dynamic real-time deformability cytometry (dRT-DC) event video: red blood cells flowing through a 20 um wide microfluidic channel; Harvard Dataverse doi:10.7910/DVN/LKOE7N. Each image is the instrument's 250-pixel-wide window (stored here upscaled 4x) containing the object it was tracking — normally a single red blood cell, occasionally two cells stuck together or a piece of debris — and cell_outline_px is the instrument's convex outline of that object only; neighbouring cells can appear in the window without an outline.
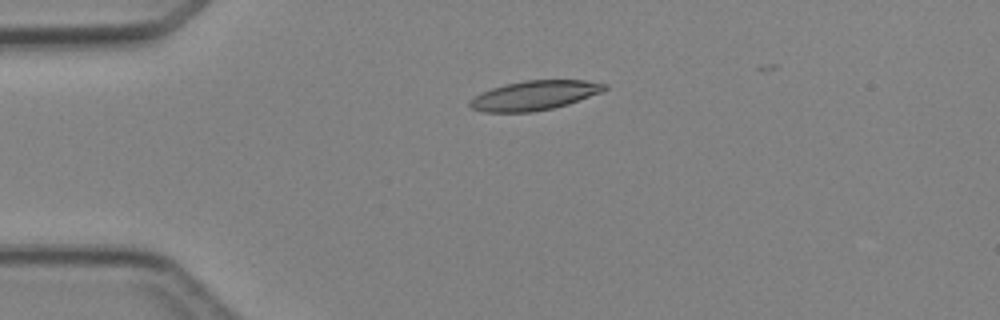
{"species": "Egyptian fruit bat (a non-hibernating species)", "species_latin": "Rousettus aegyptiacus", "temperature_condition": "cold", "stored_images_in_passage": 4, "camera_frame_rate_fps": 3000, "um_per_image_px": 0.085, "animal": {"sex": "female"}, "frame": {"image": 1, "passage_image": 1, "time_ms": 0.0, "image_size_px": [1000, 320], "cell_outline_px": [[608, 88], [600, 92], [568, 104], [552, 108], [532, 112], [484, 112], [472, 108], [468, 104], [468, 100], [492, 88], [504, 84], [524, 80], [588, 80], [608, 84]], "centroid_in_image_um": [45.43, 8.1], "position_along_channel_um": 39.6, "area_um2": 23.0}}
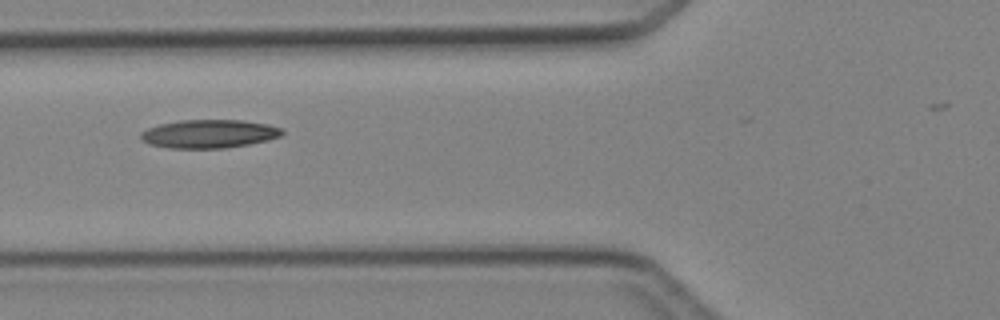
{"frame": {"image": 2, "passage_image": 3, "time_ms": 2.333, "image_size_px": [1000, 320], "cell_outline_px": [[284, 132], [280, 136], [268, 140], [248, 144], [224, 148], [168, 148], [148, 144], [140, 140], [140, 132], [148, 128], [160, 124], [180, 120], [244, 120], [268, 124], [284, 128]], "centroid_in_image_um": [17.76, 11.37], "position_along_channel_um": 108.0, "area_um2": 23.58}}